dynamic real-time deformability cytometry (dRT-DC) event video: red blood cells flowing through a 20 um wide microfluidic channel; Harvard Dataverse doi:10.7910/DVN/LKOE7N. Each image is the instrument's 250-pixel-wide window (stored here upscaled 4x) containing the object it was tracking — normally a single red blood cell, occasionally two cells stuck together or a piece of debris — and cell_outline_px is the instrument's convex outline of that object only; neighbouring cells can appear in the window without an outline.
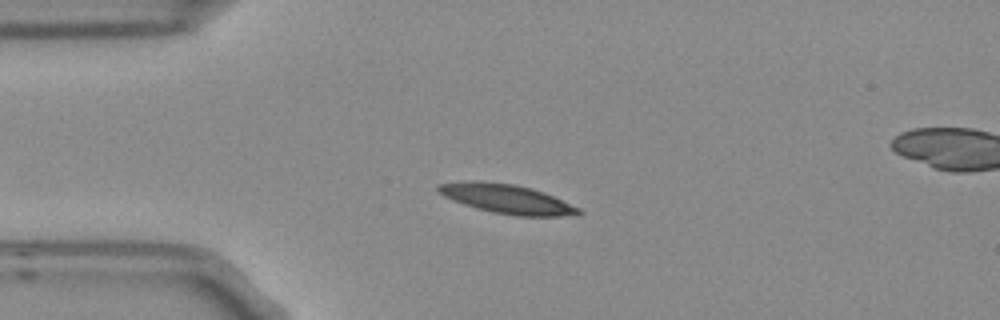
{"species": "Egyptian fruit bat (a non-hibernating species)", "species_latin": "Rousettus aegyptiacus", "temperature_condition": "room temperature", "stored_images_in_passage": 9, "camera_frame_rate_fps": 3000, "um_per_image_px": 0.085, "frame": {"image": 1, "passage_image": 3, "time_ms": 0.667, "image_size_px": [1000, 320], "cell_outline_px": [[584, 212], [580, 216], [516, 216], [492, 212], [476, 208], [452, 200], [436, 192], [436, 184], [472, 180], [480, 180], [512, 184], [544, 192], [580, 208]], "centroid_in_image_um": [43.08, 16.91], "position_along_channel_um": 41.9, "area_um2": 24.1}}
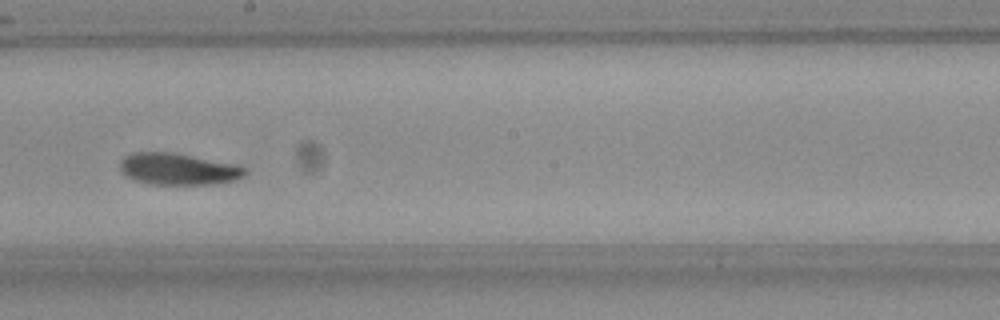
{"frame": {"image": 2, "passage_image": 8, "time_ms": 2.333, "image_size_px": [1000, 320], "cell_outline_px": [[248, 172], [244, 176], [236, 180], [216, 184], [148, 184], [132, 180], [120, 172], [120, 160], [124, 156], [132, 152], [172, 152], [232, 164], [244, 168]], "centroid_in_image_um": [15.08, 14.38], "position_along_channel_um": 233.1, "area_um2": 23.12}}
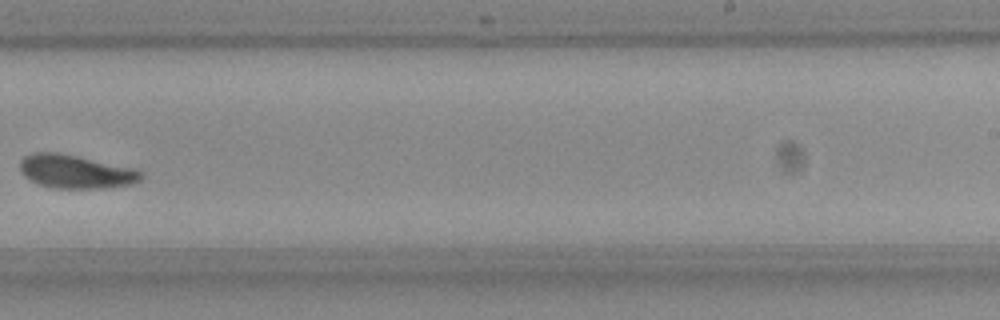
{"frame": {"image": 3, "passage_image": 9, "time_ms": 2.667, "image_size_px": [1000, 320], "cell_outline_px": [[144, 176], [140, 180], [132, 184], [104, 188], [52, 188], [36, 184], [24, 176], [20, 172], [20, 160], [24, 156], [36, 152], [56, 152], [136, 168], [144, 172]], "centroid_in_image_um": [6.44, 14.59], "position_along_channel_um": 282.6, "area_um2": 23.87}}